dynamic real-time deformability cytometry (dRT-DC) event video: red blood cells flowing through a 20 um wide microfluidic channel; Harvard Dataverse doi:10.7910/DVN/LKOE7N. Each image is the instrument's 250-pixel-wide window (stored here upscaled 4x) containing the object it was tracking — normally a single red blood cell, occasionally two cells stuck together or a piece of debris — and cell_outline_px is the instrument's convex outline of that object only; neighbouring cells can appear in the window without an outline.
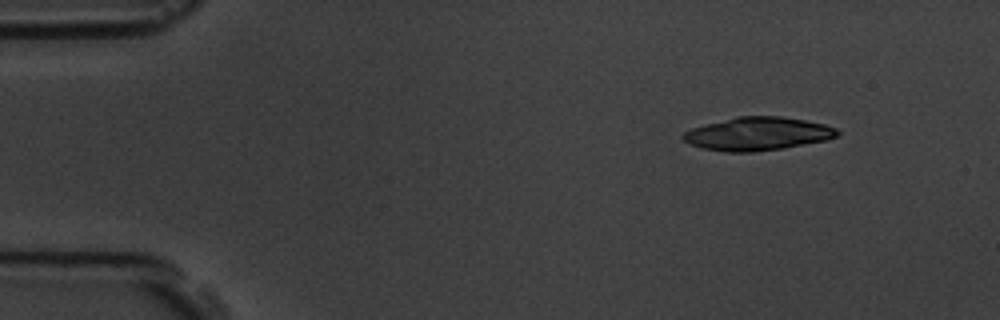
{"species": "common noctule bat (a hibernating species)", "species_latin": "Nyctalus noctula", "temperature_condition": "room temperature", "stored_images_in_passage": 13, "camera_frame_rate_fps": 3000, "um_per_image_px": 0.085, "animal": {"sex": "male", "body_mass_g": 19.5, "forearm_length_mm": 54.6}, "frame": {"image": 1, "passage_image": 1, "time_ms": 0.0, "image_size_px": [1000, 320], "cell_outline_px": [[840, 132], [836, 136], [828, 140], [784, 148], [752, 152], [724, 152], [700, 148], [684, 140], [680, 136], [684, 132], [692, 128], [736, 116], [780, 116], [804, 120], [824, 124], [836, 128]], "centroid_in_image_um": [64.4, 11.38], "position_along_channel_um": 20.6, "area_um2": 29.88}}